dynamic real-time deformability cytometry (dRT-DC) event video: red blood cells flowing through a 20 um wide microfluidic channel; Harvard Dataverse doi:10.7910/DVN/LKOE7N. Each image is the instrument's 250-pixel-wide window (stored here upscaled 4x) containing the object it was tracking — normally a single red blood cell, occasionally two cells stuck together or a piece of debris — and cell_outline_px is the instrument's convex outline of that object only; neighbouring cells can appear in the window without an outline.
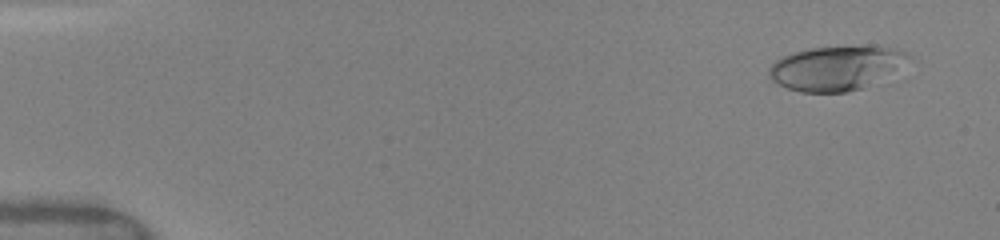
{"species": "human", "species_latin": "Homo sapiens", "temperature_condition": "warm", "stored_images_in_passage": 22, "camera_frame_rate_fps": 3000, "um_per_image_px": 0.085, "donor": {"sex": "female"}, "frame": {"image": 1, "passage_image": 2, "time_ms": 0.667, "image_size_px": [1000, 240], "cell_outline_px": [[912, 56], [860, 88], [848, 92], [800, 92], [788, 88], [772, 80], [768, 76], [768, 68], [780, 56], [792, 52], [808, 48], [872, 44], [896, 48], [908, 52]], "centroid_in_image_um": [70.95, 5.72], "position_along_channel_um": 14.0, "area_um2": 35.55}}
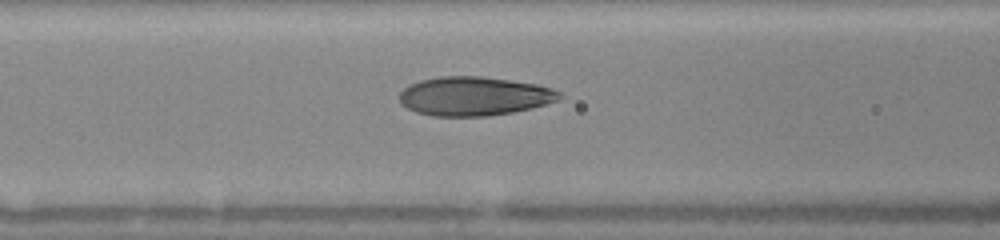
{"frame": {"image": 2, "passage_image": 13, "time_ms": 6.667, "image_size_px": [1000, 240], "cell_outline_px": [[564, 96], [560, 100], [532, 108], [512, 112], [488, 116], [432, 116], [416, 112], [400, 104], [400, 92], [404, 88], [420, 80], [440, 76], [484, 76], [536, 84], [552, 88], [560, 92]], "centroid_in_image_um": [40.33, 8.17], "position_along_channel_um": 126.3, "area_um2": 36.47}}
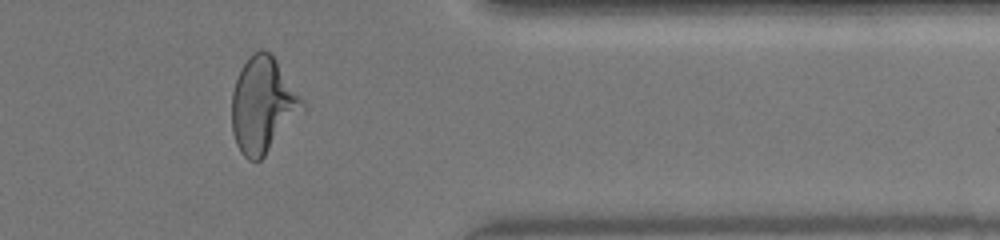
{"frame": {"image": 3, "passage_image": 20, "time_ms": 13.333, "image_size_px": [1000, 240], "cell_outline_px": [[304, 112], [264, 156], [260, 160], [248, 160], [240, 152], [236, 144], [232, 132], [232, 92], [240, 68], [248, 56], [252, 52], [260, 48], [264, 48], [272, 52], [304, 100]], "centroid_in_image_um": [22.36, 8.89], "position_along_channel_um": 389.0, "area_um2": 39.94}, "authors_computed_cell_mechanics": {"area_um2": 35.547, "velocity_mm_per_s": 4.1218, "shape_relaxation_time_tau1_ms": 4.9624, "shape_relaxation_time_tau2_ms": 0.8845, "deformation_change_tau1": 0.1918, "deformation_change_tau2": 0.0765}}